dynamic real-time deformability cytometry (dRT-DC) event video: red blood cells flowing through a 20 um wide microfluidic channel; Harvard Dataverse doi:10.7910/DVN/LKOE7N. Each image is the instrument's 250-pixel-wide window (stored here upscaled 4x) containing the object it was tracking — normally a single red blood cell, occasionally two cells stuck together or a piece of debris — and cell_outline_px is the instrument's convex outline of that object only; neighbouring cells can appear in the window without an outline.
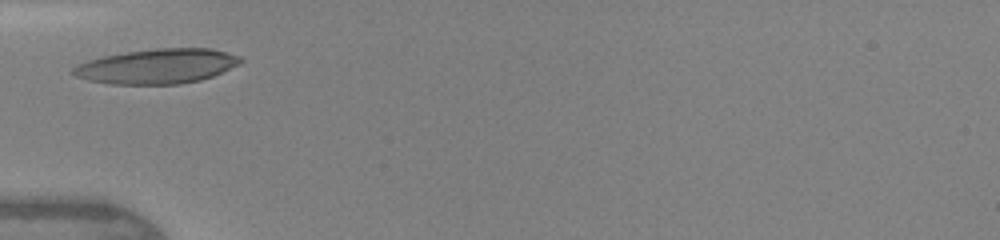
{"species": "human", "species_latin": "Homo sapiens", "temperature_condition": "warm", "stored_images_in_passage": 9, "camera_frame_rate_fps": 3000, "um_per_image_px": 0.085, "donor": {"sex": "female"}, "frame": {"image": 1, "passage_image": 1, "time_ms": 0.0, "image_size_px": [1000, 240], "cell_outline_px": [[244, 60], [240, 64], [212, 76], [200, 80], [180, 84], [108, 84], [88, 80], [76, 76], [68, 72], [76, 64], [88, 60], [104, 56], [128, 52], [156, 48], [212, 48], [240, 56]], "centroid_in_image_um": [13.34, 5.63], "position_along_channel_um": 71.7, "area_um2": 34.04}}
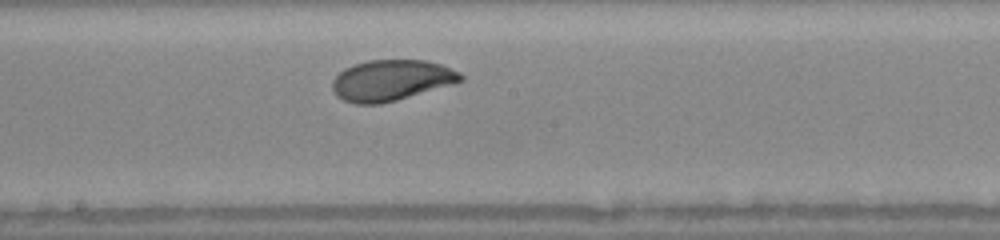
{"frame": {"image": 2, "passage_image": 6, "time_ms": 3.333, "image_size_px": [1000, 240], "cell_outline_px": [[464, 80], [456, 84], [396, 100], [380, 104], [356, 104], [344, 100], [336, 96], [332, 88], [332, 80], [344, 68], [368, 60], [428, 60], [452, 68], [460, 72], [464, 76]], "centroid_in_image_um": [33.3, 6.82], "position_along_channel_um": 214.9, "area_um2": 30.81}}